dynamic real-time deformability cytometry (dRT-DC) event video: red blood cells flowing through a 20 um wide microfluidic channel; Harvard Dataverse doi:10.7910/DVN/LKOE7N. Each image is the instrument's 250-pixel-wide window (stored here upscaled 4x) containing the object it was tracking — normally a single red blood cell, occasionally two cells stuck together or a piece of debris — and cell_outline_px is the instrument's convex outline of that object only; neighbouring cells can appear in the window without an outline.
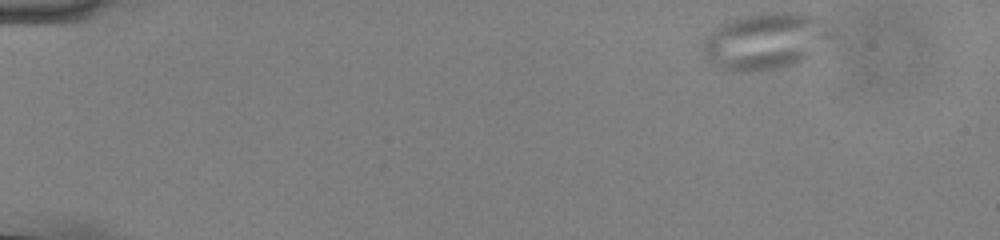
{"species": "common noctule bat (a hibernating species)", "species_latin": "Nyctalus noctula", "temperature_condition": "cold", "stored_images_in_passage": 52, "camera_frame_rate_fps": 3000, "um_per_image_px": 0.085, "animal": {"sex": "male", "body_mass_g": 13.0, "forearm_length_mm": 53.1}, "frame": {"image": 1, "passage_image": 1, "time_ms": 0.0, "image_size_px": [1000, 240], "cell_outline_px": [[840, 36], [808, 56], [792, 64], [776, 68], [748, 72], [736, 72], [720, 68], [704, 52], [704, 40], [720, 24], [728, 20], [768, 12], [800, 12], [816, 16], [836, 28]], "centroid_in_image_um": [65.22, 3.46], "position_along_channel_um": 19.8, "area_um2": 42.54}}
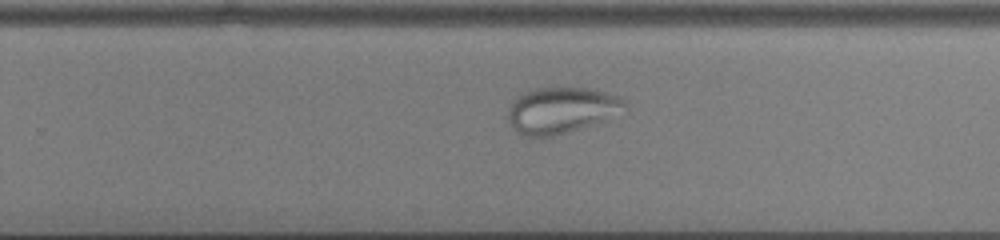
{"frame": {"image": 2, "passage_image": 32, "time_ms": 10.333, "image_size_px": [1000, 240], "cell_outline_px": [[628, 104], [592, 124], [568, 132], [552, 136], [524, 136], [516, 132], [508, 124], [508, 108], [512, 100], [524, 92], [536, 88], [588, 88], [620, 96]], "centroid_in_image_um": [47.59, 9.36], "position_along_channel_um": 282.2, "area_um2": 30.75}}
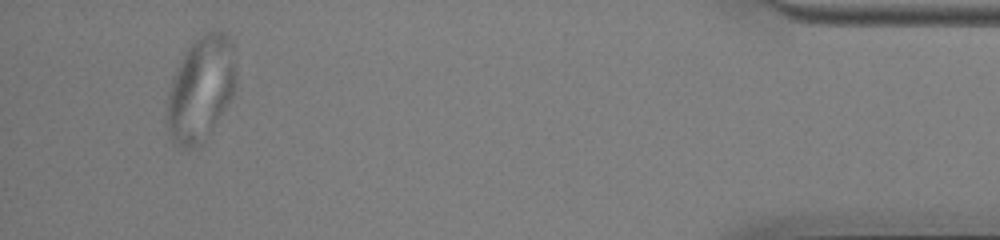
{"frame": {"image": 3, "passage_image": 48, "time_ms": 15.667, "image_size_px": [1000, 240], "cell_outline_px": [[236, 88], [232, 96], [212, 128], [204, 140], [200, 144], [192, 148], [180, 148], [172, 140], [164, 116], [168, 96], [172, 80], [176, 68], [188, 48], [196, 40], [212, 28], [220, 28], [232, 40], [236, 48]], "centroid_in_image_um": [17.1, 7.5], "position_along_channel_um": 418.1, "area_um2": 42.6}}